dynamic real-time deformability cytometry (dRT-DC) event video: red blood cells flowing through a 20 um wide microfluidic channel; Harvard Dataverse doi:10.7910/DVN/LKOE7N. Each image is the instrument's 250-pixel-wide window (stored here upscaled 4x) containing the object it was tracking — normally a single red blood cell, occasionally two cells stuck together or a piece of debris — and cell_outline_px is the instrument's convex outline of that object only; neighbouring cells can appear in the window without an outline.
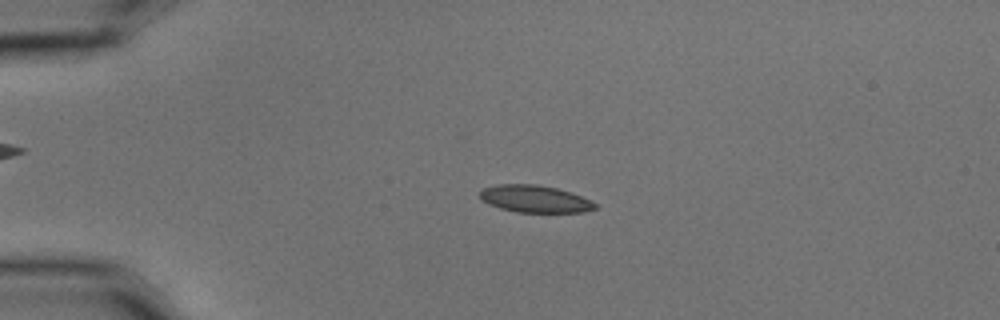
{"species": "common noctule bat (a hibernating species)", "species_latin": "Nyctalus noctula", "temperature_condition": "cold", "stored_images_in_passage": 6, "camera_frame_rate_fps": 3000, "um_per_image_px": 0.085, "animal": {"sex": "male", "body_mass_g": 15.6}, "frame": {"image": 1, "passage_image": 5, "time_ms": 1.333, "image_size_px": [1000, 320], "cell_outline_px": [[596, 208], [584, 212], [516, 212], [500, 208], [488, 204], [480, 196], [480, 192], [484, 188], [500, 184], [536, 184], [556, 188], [580, 196], [596, 204]], "centroid_in_image_um": [45.44, 16.91], "position_along_channel_um": 39.6, "area_um2": 17.92}}